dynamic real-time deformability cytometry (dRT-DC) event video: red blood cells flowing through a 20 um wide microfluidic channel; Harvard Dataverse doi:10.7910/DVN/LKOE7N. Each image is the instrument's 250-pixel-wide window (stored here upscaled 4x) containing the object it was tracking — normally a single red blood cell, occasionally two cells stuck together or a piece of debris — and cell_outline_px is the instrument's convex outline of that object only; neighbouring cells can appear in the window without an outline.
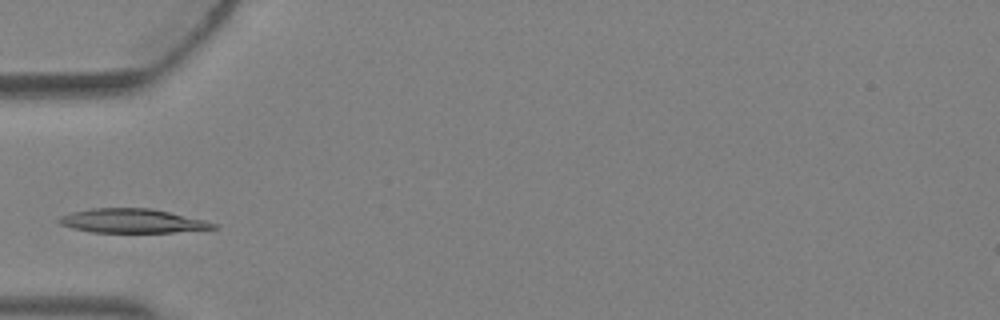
{"species": "Egyptian fruit bat (a non-hibernating species)", "species_latin": "Rousettus aegyptiacus", "temperature_condition": "warm", "stored_images_in_passage": 2, "camera_frame_rate_fps": 3000, "um_per_image_px": 0.085, "animal": {"sex": "female"}, "frame": {"image": 1, "passage_image": 2, "time_ms": 0.333, "image_size_px": [1000, 320], "cell_outline_px": [[220, 228], [172, 232], [92, 232], [72, 228], [60, 224], [56, 220], [60, 216], [72, 212], [92, 208], [152, 208], [204, 220], [216, 224]], "centroid_in_image_um": [11.22, 18.77], "position_along_channel_um": 73.8, "area_um2": 21.56}}